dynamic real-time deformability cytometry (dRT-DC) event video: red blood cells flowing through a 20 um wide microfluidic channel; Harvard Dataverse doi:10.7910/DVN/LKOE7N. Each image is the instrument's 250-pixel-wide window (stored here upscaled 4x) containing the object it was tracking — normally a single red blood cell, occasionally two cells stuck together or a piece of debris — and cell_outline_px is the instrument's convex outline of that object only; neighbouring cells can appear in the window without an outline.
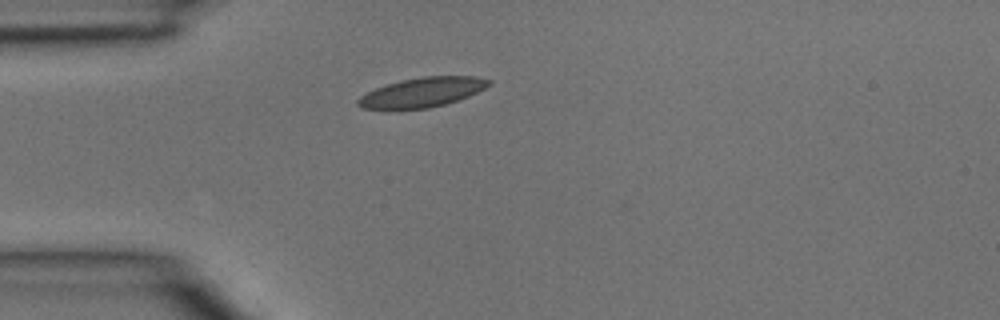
{"species": "common noctule bat (a hibernating species)", "species_latin": "Nyctalus noctula", "temperature_condition": "room temperature", "stored_images_in_passage": 1, "camera_frame_rate_fps": 3000, "um_per_image_px": 0.085, "animal": {"sex": "male", "body_mass_g": 15.6}, "frame": {"image": 1, "passage_image": 1, "time_ms": 0.0, "image_size_px": [1000, 320], "cell_outline_px": [[492, 84], [468, 96], [444, 104], [428, 108], [360, 108], [356, 104], [356, 100], [360, 96], [376, 88], [400, 80], [424, 76], [476, 76], [492, 80]], "centroid_in_image_um": [35.91, 7.82], "position_along_channel_um": 49.1, "area_um2": 22.2}}